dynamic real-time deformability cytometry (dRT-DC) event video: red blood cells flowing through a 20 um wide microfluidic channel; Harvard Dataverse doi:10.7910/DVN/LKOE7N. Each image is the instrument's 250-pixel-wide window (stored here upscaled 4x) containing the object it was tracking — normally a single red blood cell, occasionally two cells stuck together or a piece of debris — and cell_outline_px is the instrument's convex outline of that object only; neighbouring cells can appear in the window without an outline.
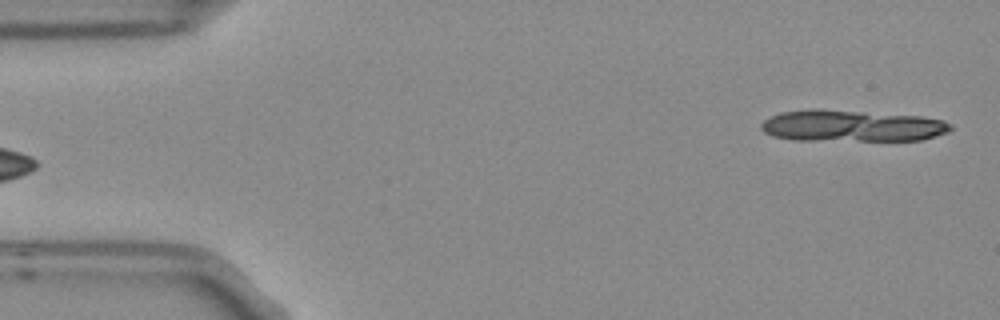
{"species": "Egyptian fruit bat (a non-hibernating species)", "species_latin": "Rousettus aegyptiacus", "temperature_condition": "room temperature", "stored_images_in_passage": 3, "segment_of_instrument_passage": [2, 2], "camera_frame_rate_fps": 3000, "um_per_image_px": 0.085, "frame": {"image": 1, "passage_image": 3, "time_ms": 0.667, "image_size_px": [1000, 320], "cell_outline_px": [[952, 128], [948, 132], [936, 136], [920, 140], [792, 140], [772, 136], [764, 132], [760, 128], [760, 124], [764, 120], [780, 112], [812, 108], [816, 108], [920, 116], [944, 120], [952, 124]], "centroid_in_image_um": [72.38, 10.69], "position_along_channel_um": 12.6, "area_um2": 35.08}}